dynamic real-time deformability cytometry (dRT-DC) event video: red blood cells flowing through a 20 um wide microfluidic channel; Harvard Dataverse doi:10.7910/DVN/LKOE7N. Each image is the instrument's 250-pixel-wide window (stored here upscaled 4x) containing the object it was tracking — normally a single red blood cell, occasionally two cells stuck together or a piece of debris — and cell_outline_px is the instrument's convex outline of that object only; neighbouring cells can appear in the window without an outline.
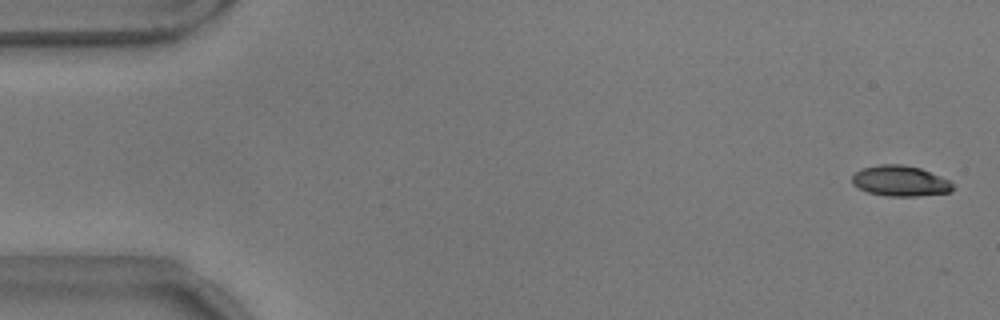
{"species": "common noctule bat (a hibernating species)", "species_latin": "Nyctalus noctula", "temperature_condition": "warm", "stored_images_in_passage": 56, "camera_frame_rate_fps": 3000, "um_per_image_px": 0.085, "animal": {"sex": "male", "body_mass_g": 17.9}, "frame": {"image": 1, "passage_image": 2, "time_ms": 0.333, "image_size_px": [1000, 320], "cell_outline_px": [[952, 192], [916, 196], [888, 196], [868, 192], [852, 184], [852, 176], [860, 168], [880, 164], [900, 164], [920, 168], [948, 180], [952, 184]], "centroid_in_image_um": [76.49, 15.38], "position_along_channel_um": 8.5, "area_um2": 17.8}}
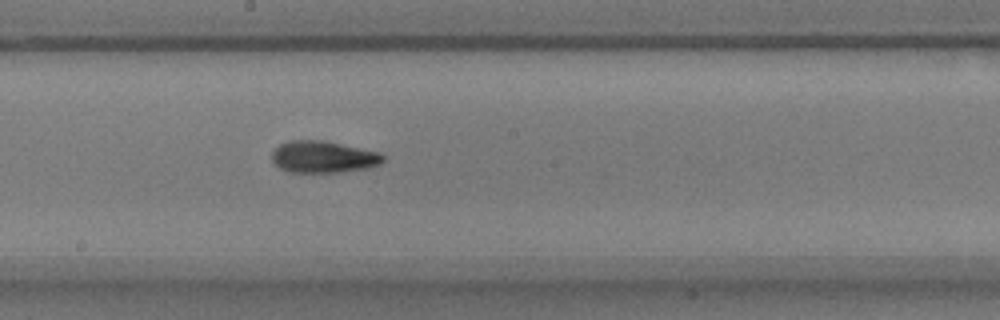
{"frame": {"image": 2, "passage_image": 31, "time_ms": 10.0, "image_size_px": [1000, 320], "cell_outline_px": [[384, 160], [380, 164], [368, 168], [340, 172], [288, 172], [280, 168], [272, 160], [272, 152], [280, 144], [288, 140], [324, 140], [380, 152], [384, 156]], "centroid_in_image_um": [27.49, 13.33], "position_along_channel_um": 220.7, "area_um2": 20.69}}
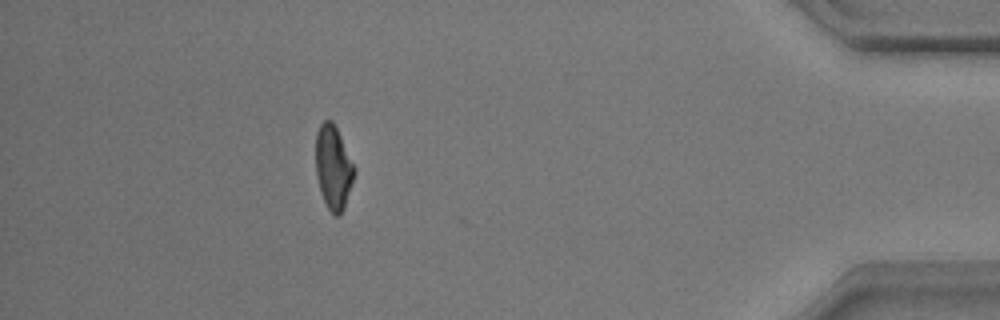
{"frame": {"image": 3, "passage_image": 51, "time_ms": 16.667, "image_size_px": [1000, 320], "cell_outline_px": [[356, 172], [344, 208], [340, 216], [336, 216], [328, 208], [320, 192], [316, 176], [316, 132], [320, 124], [324, 120], [332, 120], [356, 168]], "centroid_in_image_um": [28.33, 14.24], "position_along_channel_um": 406.9, "area_um2": 18.84}, "authors_computed_cell_mechanics": {"area_um2": 19.5364, "velocity_mm_per_s": 3.5594, "shape_relaxation_time_tau1_ms": 7.2923, "shape_relaxation_time_tau2_ms": 3.0164, "deformation_change_tau1": 0.1915, "deformation_change_tau2": 0.1046}}